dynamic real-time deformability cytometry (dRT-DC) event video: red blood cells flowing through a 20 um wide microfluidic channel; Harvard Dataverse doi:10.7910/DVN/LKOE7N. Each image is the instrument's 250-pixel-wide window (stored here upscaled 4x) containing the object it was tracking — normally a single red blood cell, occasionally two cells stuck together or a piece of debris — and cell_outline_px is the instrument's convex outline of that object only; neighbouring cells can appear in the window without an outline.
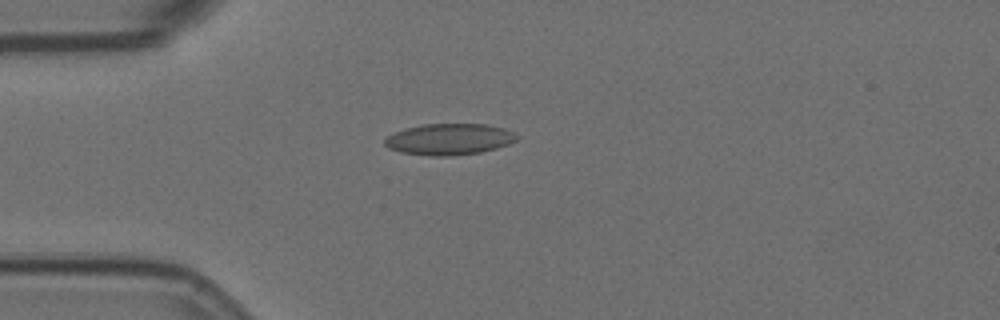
{"species": "Egyptian fruit bat (a non-hibernating species)", "species_latin": "Rousettus aegyptiacus", "temperature_condition": "room temperature", "stored_images_in_passage": 12, "camera_frame_rate_fps": 3000, "um_per_image_px": 0.085, "animal": {"sex": "female"}, "frame": {"image": 1, "passage_image": 2, "time_ms": 0.333, "image_size_px": [1000, 320], "cell_outline_px": [[520, 136], [516, 140], [508, 144], [496, 148], [480, 152], [448, 156], [432, 156], [400, 152], [388, 148], [384, 144], [384, 140], [388, 136], [404, 128], [424, 124], [488, 124], [504, 128]], "centroid_in_image_um": [38.18, 11.83], "position_along_channel_um": 46.8, "area_um2": 24.04}}
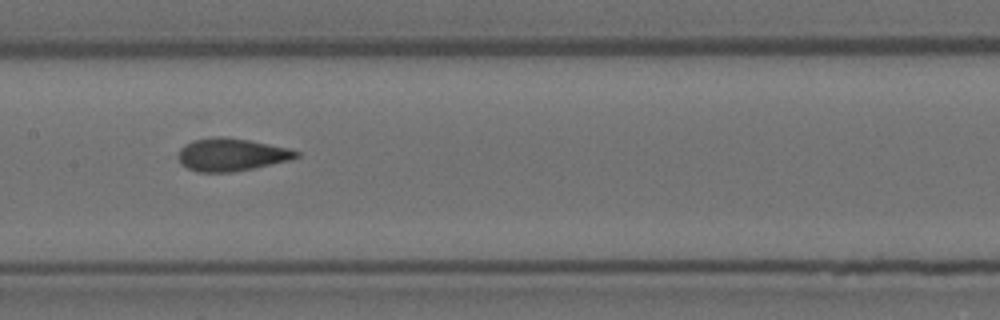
{"frame": {"image": 2, "passage_image": 6, "time_ms": 1.667, "image_size_px": [1000, 320], "cell_outline_px": [[300, 156], [288, 160], [252, 168], [232, 172], [196, 172], [188, 168], [180, 160], [180, 148], [184, 144], [192, 140], [212, 136], [220, 136], [248, 140], [288, 148], [300, 152]], "centroid_in_image_um": [19.65, 13.13], "position_along_channel_um": 187.7, "area_um2": 22.2}}
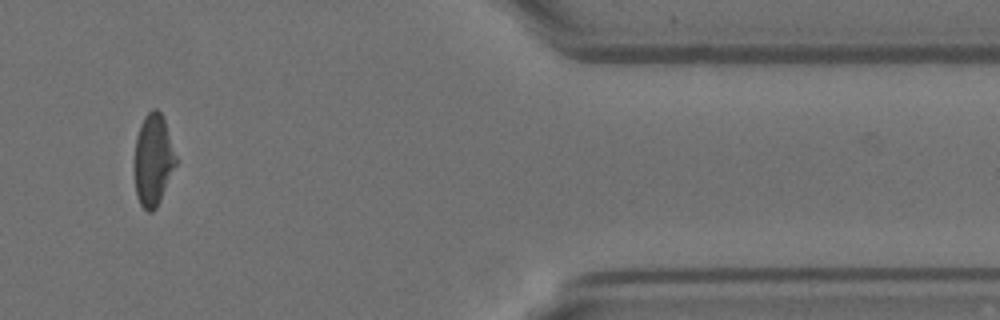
{"frame": {"image": 3, "passage_image": 11, "time_ms": 3.333, "image_size_px": [1000, 320], "cell_outline_px": [[176, 164], [160, 200], [156, 208], [152, 212], [148, 212], [140, 204], [136, 196], [136, 136], [140, 124], [144, 116], [152, 108], [156, 108], [160, 112], [164, 120], [176, 156]], "centroid_in_image_um": [13.02, 13.58], "position_along_channel_um": 398.4, "area_um2": 21.62}}